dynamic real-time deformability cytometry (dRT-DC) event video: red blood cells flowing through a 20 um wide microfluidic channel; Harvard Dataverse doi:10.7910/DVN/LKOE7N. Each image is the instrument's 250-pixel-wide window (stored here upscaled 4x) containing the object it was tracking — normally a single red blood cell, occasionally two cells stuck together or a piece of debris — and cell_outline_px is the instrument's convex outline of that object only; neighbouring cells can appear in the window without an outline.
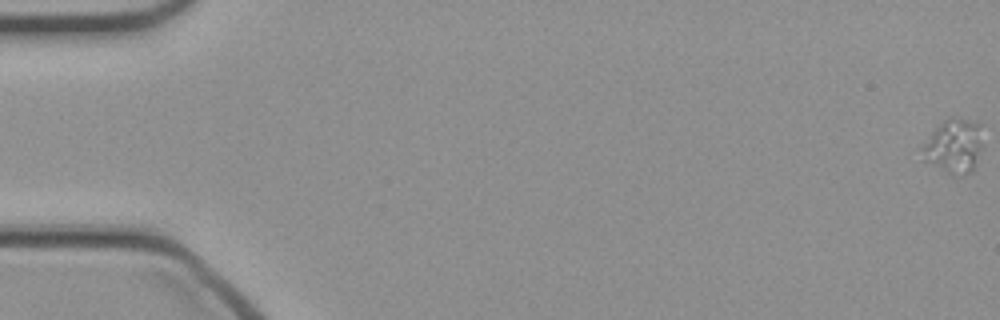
{"species": "common noctule bat (a hibernating species)", "species_latin": "Nyctalus noctula", "temperature_condition": "cold", "stored_images_in_passage": 50, "camera_frame_rate_fps": 3000, "um_per_image_px": 0.085, "animal": {"sex": "female", "body_mass_g": 21.9}, "frame": {"image": 1, "passage_image": 1, "time_ms": 0.0, "image_size_px": [1000, 320], "cell_outline_px": [[980, 148], [972, 172], [960, 176], [952, 176], [924, 160], [920, 148], [932, 132], [948, 116], [952, 116], [980, 120]], "centroid_in_image_um": [81.07, 12.39], "position_along_channel_um": 3.9, "area_um2": 19.25}}
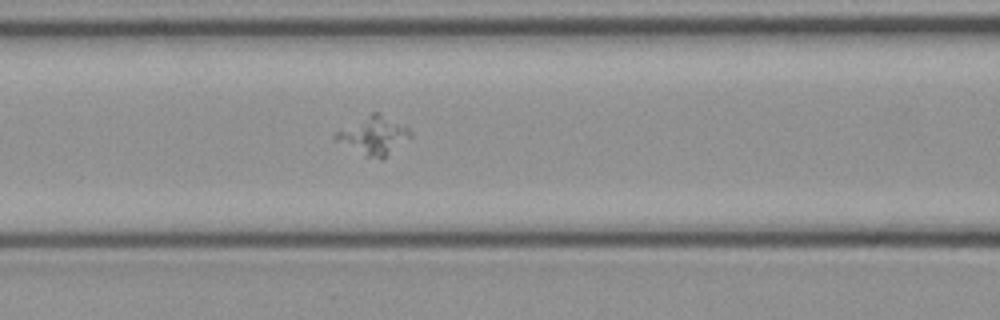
{"frame": {"image": 2, "passage_image": 22, "time_ms": 7.0, "image_size_px": [1000, 320], "cell_outline_px": [[412, 136], [380, 160], [364, 156], [332, 140], [332, 136], [336, 132], [372, 112], [380, 112], [408, 128], [412, 132]], "centroid_in_image_um": [31.72, 11.53], "position_along_channel_um": 134.9, "area_um2": 16.59}}
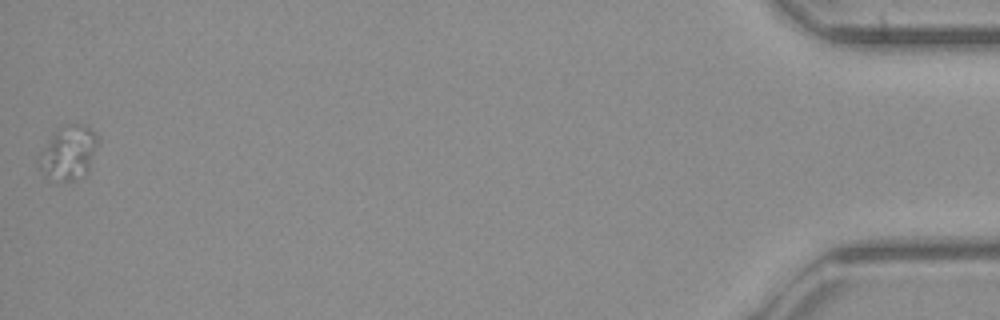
{"frame": {"image": 3, "passage_image": 50, "time_ms": 16.333, "image_size_px": [1000, 320], "cell_outline_px": [[100, 140], [88, 172], [84, 176], [76, 180], [64, 180], [44, 176], [36, 164], [36, 160], [40, 152], [52, 136], [56, 132], [76, 124], [88, 124], [100, 136]], "centroid_in_image_um": [5.87, 13.0], "position_along_channel_um": 429.3, "area_um2": 18.61}}